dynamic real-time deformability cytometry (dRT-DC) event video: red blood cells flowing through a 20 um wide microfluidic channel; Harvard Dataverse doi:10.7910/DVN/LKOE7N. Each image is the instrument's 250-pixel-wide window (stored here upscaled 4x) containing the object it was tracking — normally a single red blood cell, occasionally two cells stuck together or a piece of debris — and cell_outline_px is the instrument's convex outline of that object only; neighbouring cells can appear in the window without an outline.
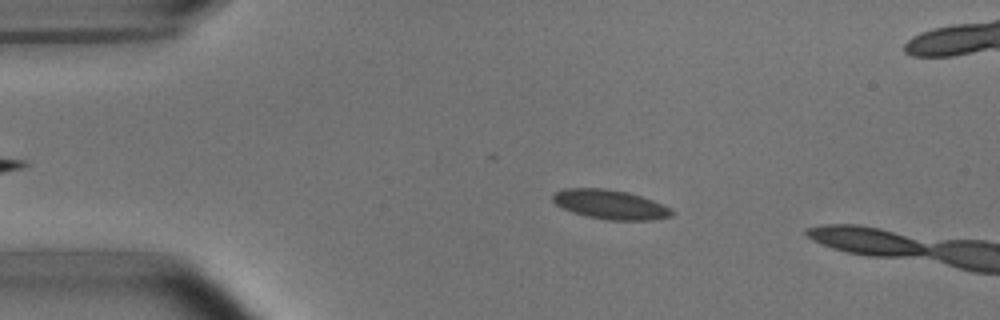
{"species": "common noctule bat (a hibernating species)", "species_latin": "Nyctalus noctula", "temperature_condition": "room temperature", "stored_images_in_passage": 4, "camera_frame_rate_fps": 3000, "um_per_image_px": 0.085, "animal": {"sex": "male", "body_mass_g": 15.6}, "frame": {"image": 1, "passage_image": 3, "time_ms": 2.333, "image_size_px": [1000, 320], "cell_outline_px": [[676, 212], [672, 216], [652, 220], [608, 220], [588, 216], [572, 212], [556, 204], [552, 200], [552, 196], [556, 192], [564, 188], [604, 188], [628, 192], [652, 200], [672, 208]], "centroid_in_image_um": [51.9, 17.38], "position_along_channel_um": 33.1, "area_um2": 20.35}}